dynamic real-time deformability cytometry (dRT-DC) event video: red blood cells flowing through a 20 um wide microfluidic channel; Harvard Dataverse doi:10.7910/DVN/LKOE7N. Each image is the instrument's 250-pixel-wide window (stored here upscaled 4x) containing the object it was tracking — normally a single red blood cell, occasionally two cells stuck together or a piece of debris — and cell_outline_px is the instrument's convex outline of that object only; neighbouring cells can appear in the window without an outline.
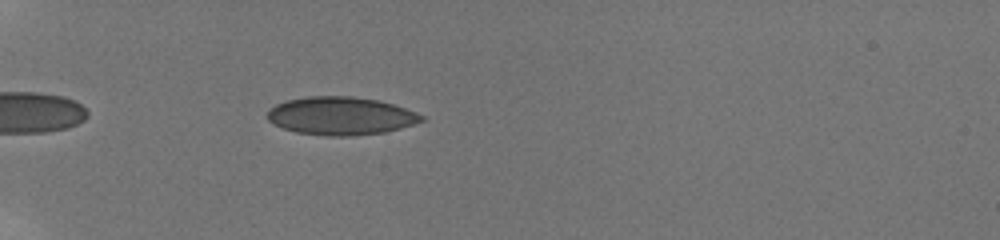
{"species": "human", "species_latin": "Homo sapiens", "temperature_condition": "room temperature", "stored_images_in_passage": 42, "camera_frame_rate_fps": 3000, "um_per_image_px": 0.085, "donor": {"sex": "male"}, "frame": {"image": 1, "passage_image": 6, "time_ms": 1.667, "image_size_px": [1000, 240], "cell_outline_px": [[424, 120], [400, 128], [384, 132], [352, 136], [328, 136], [296, 132], [272, 124], [264, 116], [268, 108], [276, 104], [288, 100], [308, 96], [352, 96], [380, 100], [416, 112], [424, 116]], "centroid_in_image_um": [28.91, 9.85], "position_along_channel_um": 56.1, "area_um2": 34.33}}
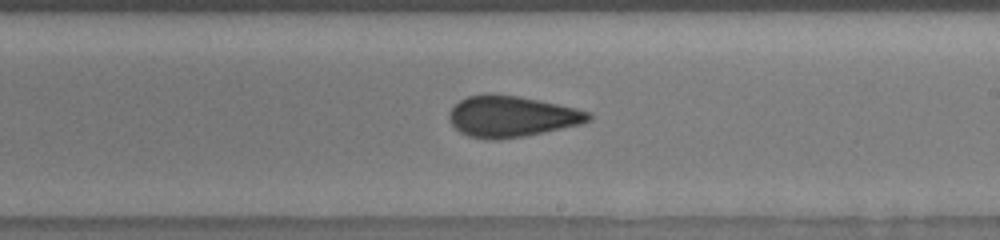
{"frame": {"image": 2, "passage_image": 23, "time_ms": 7.333, "image_size_px": [1000, 240], "cell_outline_px": [[592, 120], [580, 124], [544, 132], [524, 136], [496, 140], [488, 140], [468, 136], [460, 132], [448, 120], [448, 112], [460, 100], [468, 96], [488, 92], [492, 92], [516, 96], [576, 108], [592, 112]], "centroid_in_image_um": [43.46, 9.89], "position_along_channel_um": 245.5, "area_um2": 33.52}}
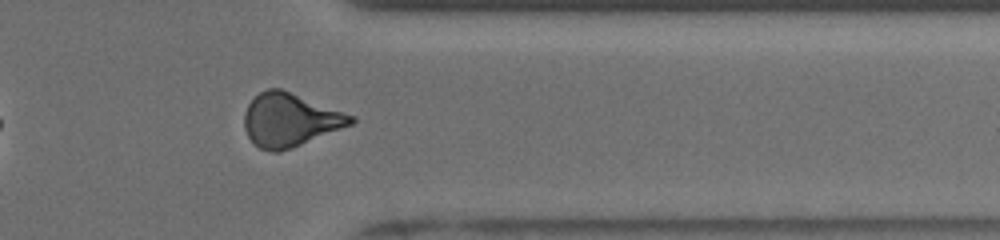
{"frame": {"image": 3, "passage_image": 34, "time_ms": 11.0, "image_size_px": [1000, 240], "cell_outline_px": [[356, 120], [352, 124], [292, 148], [280, 152], [272, 152], [260, 148], [248, 136], [244, 128], [244, 112], [248, 104], [260, 92], [268, 88], [280, 88], [356, 116]], "centroid_in_image_um": [24.65, 10.19], "position_along_channel_um": 386.8, "area_um2": 32.95}, "authors_computed_cell_mechanics": {"area_um2": 32.8882, "velocity_mm_per_s": 3.8858, "shape_relaxation_time_tau1_ms": null, "shape_relaxation_time_tau2_ms": 1.2652, "deformation_change_tau1": null, "deformation_change_tau2": 0.0822}}